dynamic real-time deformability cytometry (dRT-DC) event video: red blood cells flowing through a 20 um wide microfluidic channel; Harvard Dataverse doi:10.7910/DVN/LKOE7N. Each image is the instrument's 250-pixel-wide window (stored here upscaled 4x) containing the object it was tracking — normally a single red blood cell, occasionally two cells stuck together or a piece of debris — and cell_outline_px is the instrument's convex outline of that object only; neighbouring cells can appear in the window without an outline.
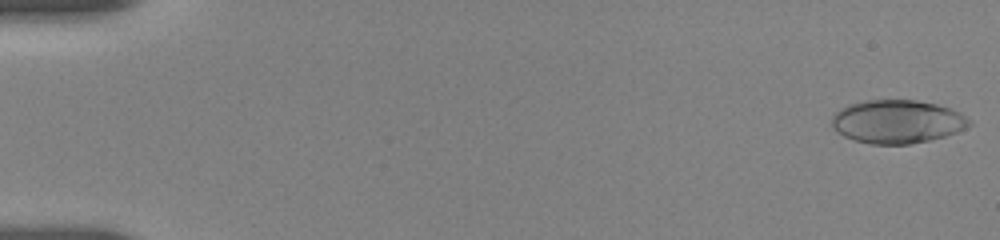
{"species": "human", "species_latin": "Homo sapiens", "temperature_condition": "room temperature", "stored_images_in_passage": 39, "camera_frame_rate_fps": 3000, "um_per_image_px": 0.085, "donor": {"sex": "female"}, "frame": {"image": 1, "passage_image": 1, "time_ms": 0.0, "image_size_px": [1000, 240], "cell_outline_px": [[972, 124], [956, 132], [944, 136], [928, 140], [908, 144], [872, 144], [856, 140], [844, 136], [832, 124], [832, 116], [840, 108], [848, 104], [868, 100], [916, 100], [936, 104], [960, 112]], "centroid_in_image_um": [76.25, 10.33], "position_along_channel_um": 8.7, "area_um2": 34.28}}
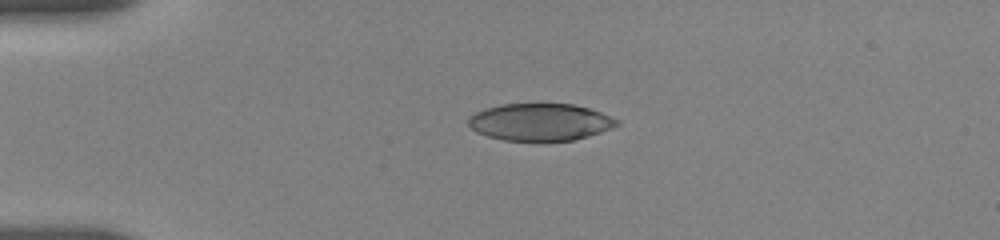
{"frame": {"image": 2, "passage_image": 25, "time_ms": 4.0, "image_size_px": [1000, 240], "cell_outline_px": [[620, 124], [612, 128], [588, 136], [572, 140], [544, 144], [540, 144], [504, 140], [488, 136], [476, 132], [468, 124], [468, 120], [476, 112], [484, 108], [500, 104], [572, 104], [588, 108], [600, 112], [620, 120]], "centroid_in_image_um": [45.92, 10.42], "position_along_channel_um": 39.1, "area_um2": 32.95}}